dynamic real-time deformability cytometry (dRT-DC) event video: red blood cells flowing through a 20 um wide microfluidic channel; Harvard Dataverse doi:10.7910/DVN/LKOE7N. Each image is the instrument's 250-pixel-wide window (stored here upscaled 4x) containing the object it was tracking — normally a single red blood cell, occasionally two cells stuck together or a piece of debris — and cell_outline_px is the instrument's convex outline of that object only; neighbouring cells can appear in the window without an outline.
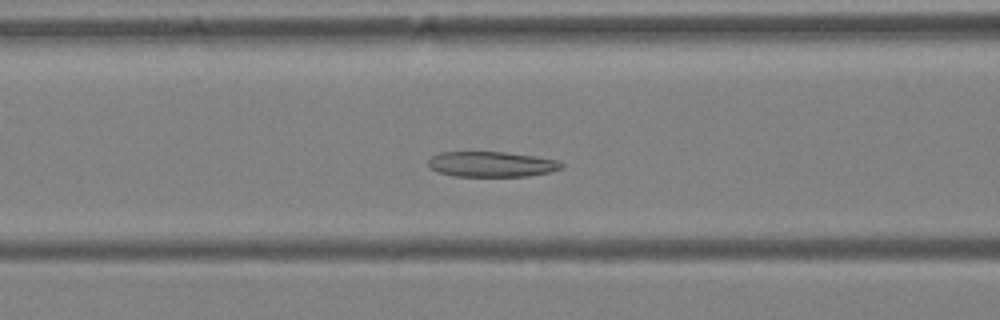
{"species": "Egyptian fruit bat (a non-hibernating species)", "species_latin": "Rousettus aegyptiacus", "temperature_condition": "warm", "stored_images_in_passage": 42, "camera_frame_rate_fps": 3000, "um_per_image_px": 0.085, "animal": {"sex": "female"}, "frame": {"image": 1, "passage_image": 14, "time_ms": 4.333, "image_size_px": [1000, 320], "cell_outline_px": [[564, 164], [560, 168], [548, 172], [528, 176], [452, 176], [428, 168], [428, 160], [432, 156], [440, 152], [508, 152], [536, 156], [560, 160]], "centroid_in_image_um": [41.77, 13.95], "position_along_channel_um": 124.8, "area_um2": 19.77}}
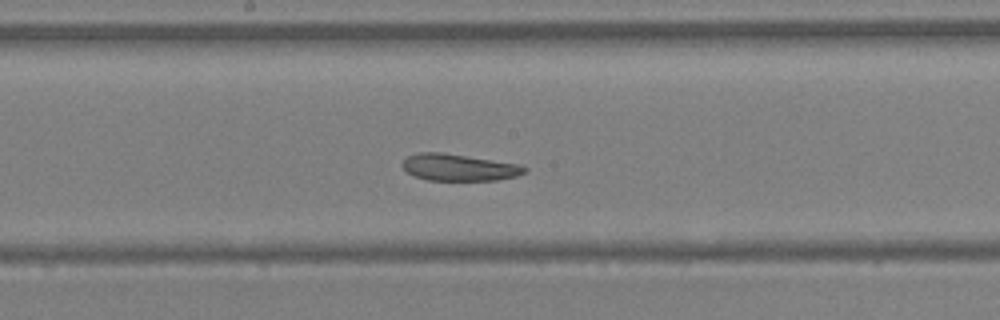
{"frame": {"image": 2, "passage_image": 20, "time_ms": 6.333, "image_size_px": [1000, 320], "cell_outline_px": [[528, 168], [524, 172], [516, 176], [496, 180], [428, 180], [416, 176], [408, 172], [400, 164], [408, 156], [420, 152], [440, 152], [520, 164]], "centroid_in_image_um": [39.01, 14.23], "position_along_channel_um": 209.2, "area_um2": 18.84}}
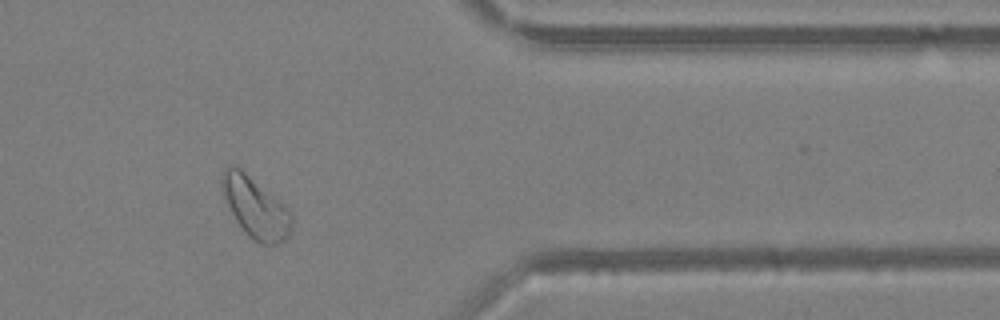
{"frame": {"image": 3, "passage_image": 34, "time_ms": 11.0, "image_size_px": [1000, 320], "cell_outline_px": [[292, 224], [288, 236], [284, 240], [276, 244], [260, 244], [248, 236], [236, 220], [224, 196], [220, 180], [220, 176], [228, 164], [236, 164], [280, 200], [292, 216]], "centroid_in_image_um": [21.69, 17.6], "position_along_channel_um": 389.7, "area_um2": 24.57}, "authors_computed_cell_mechanics": {"area_um2": 23.0044, "velocity_mm_per_s": 4.2379, "shape_relaxation_time_tau1_ms": null, "shape_relaxation_time_tau2_ms": 1.4787, "deformation_change_tau1": null, "deformation_change_tau2": 0.0732}}